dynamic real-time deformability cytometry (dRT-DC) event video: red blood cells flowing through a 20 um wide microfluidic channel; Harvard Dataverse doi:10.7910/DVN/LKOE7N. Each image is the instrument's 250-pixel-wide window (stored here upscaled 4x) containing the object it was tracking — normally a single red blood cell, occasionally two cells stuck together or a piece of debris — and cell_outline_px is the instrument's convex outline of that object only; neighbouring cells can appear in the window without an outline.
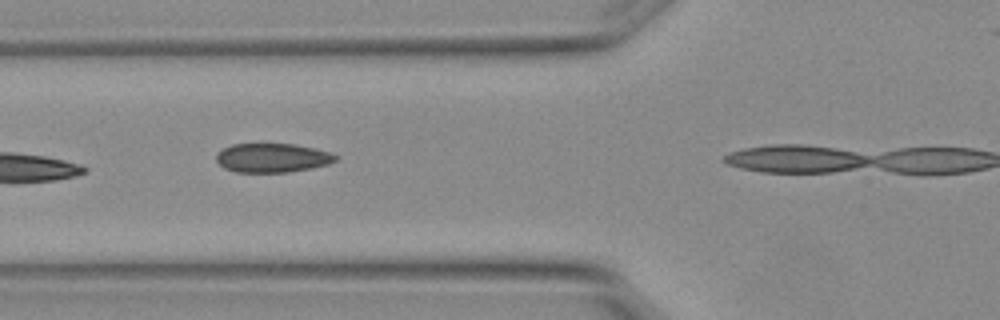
{"species": "Egyptian fruit bat (a non-hibernating species)", "species_latin": "Rousettus aegyptiacus", "temperature_condition": "warm", "stored_images_in_passage": 3, "camera_frame_rate_fps": 3000, "um_per_image_px": 0.085, "animal": {"sex": "female"}, "frame": {"image": 1, "passage_image": 2, "time_ms": 0.333, "image_size_px": [1000, 320], "cell_outline_px": [[340, 156], [336, 160], [328, 164], [312, 168], [288, 172], [236, 172], [224, 168], [216, 160], [216, 152], [232, 144], [296, 144], [328, 152]], "centroid_in_image_um": [23.13, 13.42], "position_along_channel_um": 102.7, "area_um2": 20.17}}